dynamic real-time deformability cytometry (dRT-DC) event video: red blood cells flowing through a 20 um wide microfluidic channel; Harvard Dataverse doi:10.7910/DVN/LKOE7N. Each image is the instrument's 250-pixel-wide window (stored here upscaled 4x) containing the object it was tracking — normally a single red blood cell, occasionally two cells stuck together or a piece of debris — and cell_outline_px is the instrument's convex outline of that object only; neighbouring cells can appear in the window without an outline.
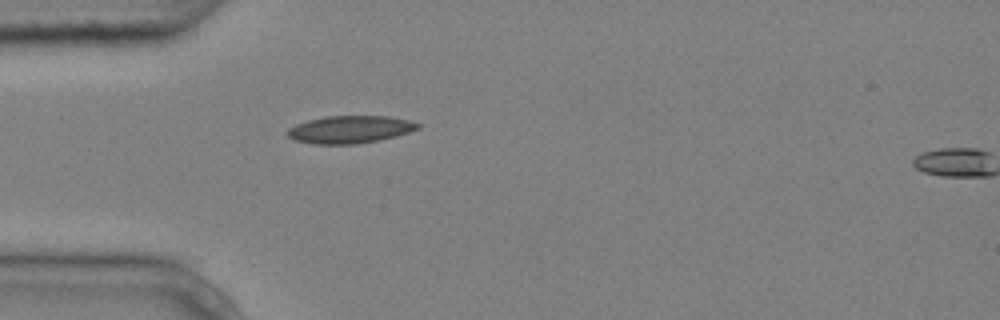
{"species": "common noctule bat (a hibernating species)", "species_latin": "Nyctalus noctula", "temperature_condition": "cold", "stored_images_in_passage": 2, "segment_of_instrument_passage": [1, 2], "camera_frame_rate_fps": 3000, "um_per_image_px": 0.085, "animal": {"sex": "male", "body_mass_g": 20.4}, "frame": {"image": 1, "passage_image": 1, "time_ms": 0.0, "image_size_px": [1000, 320], "cell_outline_px": [[420, 128], [396, 136], [380, 140], [356, 144], [312, 144], [296, 140], [288, 136], [288, 128], [296, 124], [308, 120], [328, 116], [388, 116], [408, 120], [420, 124]], "centroid_in_image_um": [29.75, 11.0], "position_along_channel_um": 55.2, "area_um2": 20.81}}